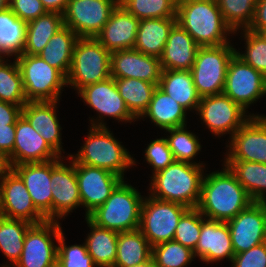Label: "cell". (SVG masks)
<instances>
[{"label": "cell", "instance_id": "cell-1", "mask_svg": "<svg viewBox=\"0 0 266 267\" xmlns=\"http://www.w3.org/2000/svg\"><path fill=\"white\" fill-rule=\"evenodd\" d=\"M221 165L220 171L204 173L197 209L206 219L227 222L253 201L230 169Z\"/></svg>", "mask_w": 266, "mask_h": 267}, {"label": "cell", "instance_id": "cell-2", "mask_svg": "<svg viewBox=\"0 0 266 267\" xmlns=\"http://www.w3.org/2000/svg\"><path fill=\"white\" fill-rule=\"evenodd\" d=\"M176 18L199 46H218L232 41L229 39L234 32L224 20L216 0H178Z\"/></svg>", "mask_w": 266, "mask_h": 267}, {"label": "cell", "instance_id": "cell-3", "mask_svg": "<svg viewBox=\"0 0 266 267\" xmlns=\"http://www.w3.org/2000/svg\"><path fill=\"white\" fill-rule=\"evenodd\" d=\"M205 169L203 165L174 161L150 176L148 194L159 200L197 208Z\"/></svg>", "mask_w": 266, "mask_h": 267}, {"label": "cell", "instance_id": "cell-4", "mask_svg": "<svg viewBox=\"0 0 266 267\" xmlns=\"http://www.w3.org/2000/svg\"><path fill=\"white\" fill-rule=\"evenodd\" d=\"M89 132L76 154H68L76 163L103 168L122 177L137 161L122 145L111 129L89 126Z\"/></svg>", "mask_w": 266, "mask_h": 267}, {"label": "cell", "instance_id": "cell-5", "mask_svg": "<svg viewBox=\"0 0 266 267\" xmlns=\"http://www.w3.org/2000/svg\"><path fill=\"white\" fill-rule=\"evenodd\" d=\"M145 195L127 183L125 179L115 188L108 199L87 218L95 225L116 232L139 229L141 206Z\"/></svg>", "mask_w": 266, "mask_h": 267}, {"label": "cell", "instance_id": "cell-6", "mask_svg": "<svg viewBox=\"0 0 266 267\" xmlns=\"http://www.w3.org/2000/svg\"><path fill=\"white\" fill-rule=\"evenodd\" d=\"M111 77V52L96 38L79 37L73 50L67 88L78 93L83 87Z\"/></svg>", "mask_w": 266, "mask_h": 267}, {"label": "cell", "instance_id": "cell-7", "mask_svg": "<svg viewBox=\"0 0 266 267\" xmlns=\"http://www.w3.org/2000/svg\"><path fill=\"white\" fill-rule=\"evenodd\" d=\"M23 80L27 101H60L67 77L39 55L15 57Z\"/></svg>", "mask_w": 266, "mask_h": 267}, {"label": "cell", "instance_id": "cell-8", "mask_svg": "<svg viewBox=\"0 0 266 267\" xmlns=\"http://www.w3.org/2000/svg\"><path fill=\"white\" fill-rule=\"evenodd\" d=\"M234 47L233 43L199 47L191 73L200 97L223 93L228 63L236 51Z\"/></svg>", "mask_w": 266, "mask_h": 267}, {"label": "cell", "instance_id": "cell-9", "mask_svg": "<svg viewBox=\"0 0 266 267\" xmlns=\"http://www.w3.org/2000/svg\"><path fill=\"white\" fill-rule=\"evenodd\" d=\"M188 209L180 203L159 200L148 194L142 202L139 230L151 247L172 241L178 222Z\"/></svg>", "mask_w": 266, "mask_h": 267}, {"label": "cell", "instance_id": "cell-10", "mask_svg": "<svg viewBox=\"0 0 266 267\" xmlns=\"http://www.w3.org/2000/svg\"><path fill=\"white\" fill-rule=\"evenodd\" d=\"M196 115L213 136L229 134L228 140L251 116H266L248 113L224 93L201 97Z\"/></svg>", "mask_w": 266, "mask_h": 267}, {"label": "cell", "instance_id": "cell-11", "mask_svg": "<svg viewBox=\"0 0 266 267\" xmlns=\"http://www.w3.org/2000/svg\"><path fill=\"white\" fill-rule=\"evenodd\" d=\"M78 96L90 109L96 111V118L89 117L90 126L106 127V117L114 118L120 122L131 124L138 121L128 110L123 98L120 96L115 79L112 77L83 87Z\"/></svg>", "mask_w": 266, "mask_h": 267}, {"label": "cell", "instance_id": "cell-12", "mask_svg": "<svg viewBox=\"0 0 266 267\" xmlns=\"http://www.w3.org/2000/svg\"><path fill=\"white\" fill-rule=\"evenodd\" d=\"M61 225L56 220L32 224L25 234L22 254L14 267H57L56 242L63 231Z\"/></svg>", "mask_w": 266, "mask_h": 267}, {"label": "cell", "instance_id": "cell-13", "mask_svg": "<svg viewBox=\"0 0 266 267\" xmlns=\"http://www.w3.org/2000/svg\"><path fill=\"white\" fill-rule=\"evenodd\" d=\"M223 93L244 110L266 96V77L236 54L230 59Z\"/></svg>", "mask_w": 266, "mask_h": 267}, {"label": "cell", "instance_id": "cell-14", "mask_svg": "<svg viewBox=\"0 0 266 267\" xmlns=\"http://www.w3.org/2000/svg\"><path fill=\"white\" fill-rule=\"evenodd\" d=\"M118 4L119 0H69L63 23L78 37L95 38Z\"/></svg>", "mask_w": 266, "mask_h": 267}, {"label": "cell", "instance_id": "cell-15", "mask_svg": "<svg viewBox=\"0 0 266 267\" xmlns=\"http://www.w3.org/2000/svg\"><path fill=\"white\" fill-rule=\"evenodd\" d=\"M225 144L224 161L266 164V116H251Z\"/></svg>", "mask_w": 266, "mask_h": 267}, {"label": "cell", "instance_id": "cell-16", "mask_svg": "<svg viewBox=\"0 0 266 267\" xmlns=\"http://www.w3.org/2000/svg\"><path fill=\"white\" fill-rule=\"evenodd\" d=\"M65 157L51 160L52 220L56 221L64 220L73 210L82 208L75 165Z\"/></svg>", "mask_w": 266, "mask_h": 267}, {"label": "cell", "instance_id": "cell-17", "mask_svg": "<svg viewBox=\"0 0 266 267\" xmlns=\"http://www.w3.org/2000/svg\"><path fill=\"white\" fill-rule=\"evenodd\" d=\"M68 158L75 165L79 194L86 218L108 199L124 179L109 170L78 164L70 156Z\"/></svg>", "mask_w": 266, "mask_h": 267}, {"label": "cell", "instance_id": "cell-18", "mask_svg": "<svg viewBox=\"0 0 266 267\" xmlns=\"http://www.w3.org/2000/svg\"><path fill=\"white\" fill-rule=\"evenodd\" d=\"M0 216L31 224L47 220L35 208L24 182L13 170L0 177Z\"/></svg>", "mask_w": 266, "mask_h": 267}, {"label": "cell", "instance_id": "cell-19", "mask_svg": "<svg viewBox=\"0 0 266 267\" xmlns=\"http://www.w3.org/2000/svg\"><path fill=\"white\" fill-rule=\"evenodd\" d=\"M227 225L235 254L266 242V202H252Z\"/></svg>", "mask_w": 266, "mask_h": 267}, {"label": "cell", "instance_id": "cell-20", "mask_svg": "<svg viewBox=\"0 0 266 267\" xmlns=\"http://www.w3.org/2000/svg\"><path fill=\"white\" fill-rule=\"evenodd\" d=\"M162 67L160 58L146 55L135 49L111 52V77L135 78L160 83Z\"/></svg>", "mask_w": 266, "mask_h": 267}, {"label": "cell", "instance_id": "cell-21", "mask_svg": "<svg viewBox=\"0 0 266 267\" xmlns=\"http://www.w3.org/2000/svg\"><path fill=\"white\" fill-rule=\"evenodd\" d=\"M58 158L60 156L21 115L15 125V144L12 154L9 156L11 165L46 162Z\"/></svg>", "mask_w": 266, "mask_h": 267}, {"label": "cell", "instance_id": "cell-22", "mask_svg": "<svg viewBox=\"0 0 266 267\" xmlns=\"http://www.w3.org/2000/svg\"><path fill=\"white\" fill-rule=\"evenodd\" d=\"M194 256L203 263L232 261L235 253L227 222L206 219L202 215V225Z\"/></svg>", "mask_w": 266, "mask_h": 267}, {"label": "cell", "instance_id": "cell-23", "mask_svg": "<svg viewBox=\"0 0 266 267\" xmlns=\"http://www.w3.org/2000/svg\"><path fill=\"white\" fill-rule=\"evenodd\" d=\"M12 170L24 182L35 208L52 220L51 160L19 164Z\"/></svg>", "mask_w": 266, "mask_h": 267}, {"label": "cell", "instance_id": "cell-24", "mask_svg": "<svg viewBox=\"0 0 266 267\" xmlns=\"http://www.w3.org/2000/svg\"><path fill=\"white\" fill-rule=\"evenodd\" d=\"M59 103L60 101H28L22 107V115L48 145L62 157L65 154L62 146V127L56 113Z\"/></svg>", "mask_w": 266, "mask_h": 267}, {"label": "cell", "instance_id": "cell-25", "mask_svg": "<svg viewBox=\"0 0 266 267\" xmlns=\"http://www.w3.org/2000/svg\"><path fill=\"white\" fill-rule=\"evenodd\" d=\"M139 21L123 6L118 4L108 22L95 38L109 52L133 49Z\"/></svg>", "mask_w": 266, "mask_h": 267}, {"label": "cell", "instance_id": "cell-26", "mask_svg": "<svg viewBox=\"0 0 266 267\" xmlns=\"http://www.w3.org/2000/svg\"><path fill=\"white\" fill-rule=\"evenodd\" d=\"M199 47L192 36L176 23L160 57L162 70H191Z\"/></svg>", "mask_w": 266, "mask_h": 267}, {"label": "cell", "instance_id": "cell-27", "mask_svg": "<svg viewBox=\"0 0 266 267\" xmlns=\"http://www.w3.org/2000/svg\"><path fill=\"white\" fill-rule=\"evenodd\" d=\"M189 113L176 100L167 95L158 86L154 90L147 110L138 119L149 118L154 126L162 131L188 125Z\"/></svg>", "mask_w": 266, "mask_h": 267}, {"label": "cell", "instance_id": "cell-28", "mask_svg": "<svg viewBox=\"0 0 266 267\" xmlns=\"http://www.w3.org/2000/svg\"><path fill=\"white\" fill-rule=\"evenodd\" d=\"M177 18H154L139 21L134 48L146 55L160 58Z\"/></svg>", "mask_w": 266, "mask_h": 267}, {"label": "cell", "instance_id": "cell-29", "mask_svg": "<svg viewBox=\"0 0 266 267\" xmlns=\"http://www.w3.org/2000/svg\"><path fill=\"white\" fill-rule=\"evenodd\" d=\"M158 87L187 112L196 113L201 97L197 94L191 70H162Z\"/></svg>", "mask_w": 266, "mask_h": 267}, {"label": "cell", "instance_id": "cell-30", "mask_svg": "<svg viewBox=\"0 0 266 267\" xmlns=\"http://www.w3.org/2000/svg\"><path fill=\"white\" fill-rule=\"evenodd\" d=\"M85 220L90 232L86 234L84 242L94 264L97 267H114L117 256L118 232L101 228L87 217Z\"/></svg>", "mask_w": 266, "mask_h": 267}, {"label": "cell", "instance_id": "cell-31", "mask_svg": "<svg viewBox=\"0 0 266 267\" xmlns=\"http://www.w3.org/2000/svg\"><path fill=\"white\" fill-rule=\"evenodd\" d=\"M78 38L69 27L64 25L53 35L38 55L50 66L55 67L67 77L72 64L73 50Z\"/></svg>", "mask_w": 266, "mask_h": 267}, {"label": "cell", "instance_id": "cell-32", "mask_svg": "<svg viewBox=\"0 0 266 267\" xmlns=\"http://www.w3.org/2000/svg\"><path fill=\"white\" fill-rule=\"evenodd\" d=\"M245 188L253 202H266V164L248 161H223Z\"/></svg>", "mask_w": 266, "mask_h": 267}, {"label": "cell", "instance_id": "cell-33", "mask_svg": "<svg viewBox=\"0 0 266 267\" xmlns=\"http://www.w3.org/2000/svg\"><path fill=\"white\" fill-rule=\"evenodd\" d=\"M63 26V15L55 12H47L28 22L23 54L38 55Z\"/></svg>", "mask_w": 266, "mask_h": 267}, {"label": "cell", "instance_id": "cell-34", "mask_svg": "<svg viewBox=\"0 0 266 267\" xmlns=\"http://www.w3.org/2000/svg\"><path fill=\"white\" fill-rule=\"evenodd\" d=\"M151 256L152 247L139 229L118 233L114 267H132L149 260Z\"/></svg>", "mask_w": 266, "mask_h": 267}, {"label": "cell", "instance_id": "cell-35", "mask_svg": "<svg viewBox=\"0 0 266 267\" xmlns=\"http://www.w3.org/2000/svg\"><path fill=\"white\" fill-rule=\"evenodd\" d=\"M31 225V223L24 220L8 219L0 216V250L10 262L0 267H14L19 261L24 246L25 234Z\"/></svg>", "mask_w": 266, "mask_h": 267}, {"label": "cell", "instance_id": "cell-36", "mask_svg": "<svg viewBox=\"0 0 266 267\" xmlns=\"http://www.w3.org/2000/svg\"><path fill=\"white\" fill-rule=\"evenodd\" d=\"M115 83L128 110L139 119L147 110L157 85L135 78H115Z\"/></svg>", "mask_w": 266, "mask_h": 267}, {"label": "cell", "instance_id": "cell-37", "mask_svg": "<svg viewBox=\"0 0 266 267\" xmlns=\"http://www.w3.org/2000/svg\"><path fill=\"white\" fill-rule=\"evenodd\" d=\"M27 23L10 8L0 11V52L13 58L23 54Z\"/></svg>", "mask_w": 266, "mask_h": 267}, {"label": "cell", "instance_id": "cell-38", "mask_svg": "<svg viewBox=\"0 0 266 267\" xmlns=\"http://www.w3.org/2000/svg\"><path fill=\"white\" fill-rule=\"evenodd\" d=\"M164 132L169 134L168 136L166 135L165 139L175 161L206 166L202 161L200 163V160L198 163L194 161L195 157L199 155L202 146L197 134L187 130V125L167 129Z\"/></svg>", "mask_w": 266, "mask_h": 267}, {"label": "cell", "instance_id": "cell-39", "mask_svg": "<svg viewBox=\"0 0 266 267\" xmlns=\"http://www.w3.org/2000/svg\"><path fill=\"white\" fill-rule=\"evenodd\" d=\"M0 101L21 107L28 102L22 75L15 57L13 62H10L8 57L0 62Z\"/></svg>", "mask_w": 266, "mask_h": 267}, {"label": "cell", "instance_id": "cell-40", "mask_svg": "<svg viewBox=\"0 0 266 267\" xmlns=\"http://www.w3.org/2000/svg\"><path fill=\"white\" fill-rule=\"evenodd\" d=\"M178 0H119V4L139 20L176 18Z\"/></svg>", "mask_w": 266, "mask_h": 267}, {"label": "cell", "instance_id": "cell-41", "mask_svg": "<svg viewBox=\"0 0 266 267\" xmlns=\"http://www.w3.org/2000/svg\"><path fill=\"white\" fill-rule=\"evenodd\" d=\"M221 14L233 32L248 29L256 6V0H216Z\"/></svg>", "mask_w": 266, "mask_h": 267}, {"label": "cell", "instance_id": "cell-42", "mask_svg": "<svg viewBox=\"0 0 266 267\" xmlns=\"http://www.w3.org/2000/svg\"><path fill=\"white\" fill-rule=\"evenodd\" d=\"M156 267H188L196 260L193 251L172 240L152 247V256Z\"/></svg>", "mask_w": 266, "mask_h": 267}, {"label": "cell", "instance_id": "cell-43", "mask_svg": "<svg viewBox=\"0 0 266 267\" xmlns=\"http://www.w3.org/2000/svg\"><path fill=\"white\" fill-rule=\"evenodd\" d=\"M239 32L243 38L241 40L245 42L243 46L245 51L241 52L238 48L235 54L266 77V40L260 34L248 29L234 32V36Z\"/></svg>", "mask_w": 266, "mask_h": 267}, {"label": "cell", "instance_id": "cell-44", "mask_svg": "<svg viewBox=\"0 0 266 267\" xmlns=\"http://www.w3.org/2000/svg\"><path fill=\"white\" fill-rule=\"evenodd\" d=\"M202 214L197 208H189L180 218L173 240L195 250L200 236Z\"/></svg>", "mask_w": 266, "mask_h": 267}, {"label": "cell", "instance_id": "cell-45", "mask_svg": "<svg viewBox=\"0 0 266 267\" xmlns=\"http://www.w3.org/2000/svg\"><path fill=\"white\" fill-rule=\"evenodd\" d=\"M62 231L58 240L57 267H97L87 252L85 242L68 245Z\"/></svg>", "mask_w": 266, "mask_h": 267}, {"label": "cell", "instance_id": "cell-46", "mask_svg": "<svg viewBox=\"0 0 266 267\" xmlns=\"http://www.w3.org/2000/svg\"><path fill=\"white\" fill-rule=\"evenodd\" d=\"M144 151V161L153 168L152 175L175 161L165 136L151 141Z\"/></svg>", "mask_w": 266, "mask_h": 267}, {"label": "cell", "instance_id": "cell-47", "mask_svg": "<svg viewBox=\"0 0 266 267\" xmlns=\"http://www.w3.org/2000/svg\"><path fill=\"white\" fill-rule=\"evenodd\" d=\"M9 8L25 23L47 13L41 0H9Z\"/></svg>", "mask_w": 266, "mask_h": 267}, {"label": "cell", "instance_id": "cell-48", "mask_svg": "<svg viewBox=\"0 0 266 267\" xmlns=\"http://www.w3.org/2000/svg\"><path fill=\"white\" fill-rule=\"evenodd\" d=\"M231 267H266V242L235 254Z\"/></svg>", "mask_w": 266, "mask_h": 267}, {"label": "cell", "instance_id": "cell-49", "mask_svg": "<svg viewBox=\"0 0 266 267\" xmlns=\"http://www.w3.org/2000/svg\"><path fill=\"white\" fill-rule=\"evenodd\" d=\"M21 115H22L21 106L0 101V126L16 125V121Z\"/></svg>", "mask_w": 266, "mask_h": 267}, {"label": "cell", "instance_id": "cell-50", "mask_svg": "<svg viewBox=\"0 0 266 267\" xmlns=\"http://www.w3.org/2000/svg\"><path fill=\"white\" fill-rule=\"evenodd\" d=\"M248 30L258 34L266 31V0H256L254 16Z\"/></svg>", "mask_w": 266, "mask_h": 267}, {"label": "cell", "instance_id": "cell-51", "mask_svg": "<svg viewBox=\"0 0 266 267\" xmlns=\"http://www.w3.org/2000/svg\"><path fill=\"white\" fill-rule=\"evenodd\" d=\"M15 144V125L0 126V150L7 156L13 152Z\"/></svg>", "mask_w": 266, "mask_h": 267}, {"label": "cell", "instance_id": "cell-52", "mask_svg": "<svg viewBox=\"0 0 266 267\" xmlns=\"http://www.w3.org/2000/svg\"><path fill=\"white\" fill-rule=\"evenodd\" d=\"M47 12L62 14L66 10L69 0H41Z\"/></svg>", "mask_w": 266, "mask_h": 267}, {"label": "cell", "instance_id": "cell-53", "mask_svg": "<svg viewBox=\"0 0 266 267\" xmlns=\"http://www.w3.org/2000/svg\"><path fill=\"white\" fill-rule=\"evenodd\" d=\"M11 170L12 165L10 163L9 156L0 150V177L9 173Z\"/></svg>", "mask_w": 266, "mask_h": 267}, {"label": "cell", "instance_id": "cell-54", "mask_svg": "<svg viewBox=\"0 0 266 267\" xmlns=\"http://www.w3.org/2000/svg\"><path fill=\"white\" fill-rule=\"evenodd\" d=\"M132 267H156L153 261V258L151 257L149 260L142 262L140 264L133 265Z\"/></svg>", "mask_w": 266, "mask_h": 267}, {"label": "cell", "instance_id": "cell-55", "mask_svg": "<svg viewBox=\"0 0 266 267\" xmlns=\"http://www.w3.org/2000/svg\"><path fill=\"white\" fill-rule=\"evenodd\" d=\"M9 8V0H0V11Z\"/></svg>", "mask_w": 266, "mask_h": 267}, {"label": "cell", "instance_id": "cell-56", "mask_svg": "<svg viewBox=\"0 0 266 267\" xmlns=\"http://www.w3.org/2000/svg\"><path fill=\"white\" fill-rule=\"evenodd\" d=\"M6 58L1 52H0V62L3 61Z\"/></svg>", "mask_w": 266, "mask_h": 267}, {"label": "cell", "instance_id": "cell-57", "mask_svg": "<svg viewBox=\"0 0 266 267\" xmlns=\"http://www.w3.org/2000/svg\"><path fill=\"white\" fill-rule=\"evenodd\" d=\"M260 35L266 40V31L261 32Z\"/></svg>", "mask_w": 266, "mask_h": 267}]
</instances>
